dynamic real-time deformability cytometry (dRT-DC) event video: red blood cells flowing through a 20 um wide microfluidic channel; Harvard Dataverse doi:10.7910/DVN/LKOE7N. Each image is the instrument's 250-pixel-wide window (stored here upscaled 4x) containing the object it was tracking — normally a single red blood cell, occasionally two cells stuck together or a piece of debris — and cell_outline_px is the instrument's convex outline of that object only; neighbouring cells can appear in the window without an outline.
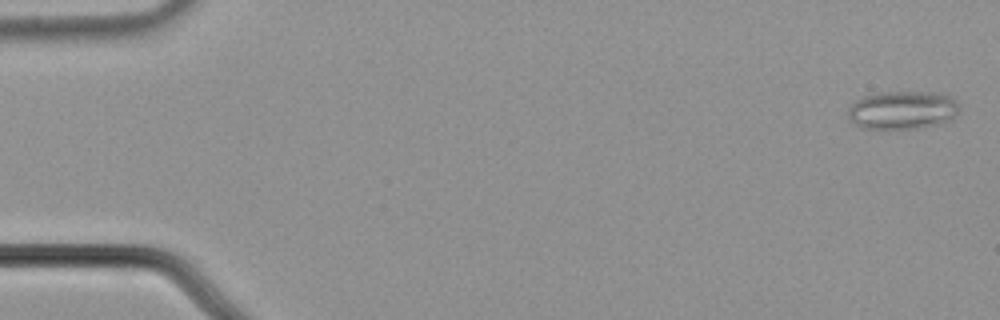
{"species": "common noctule bat (a hibernating species)", "species_latin": "Nyctalus noctula", "temperature_condition": "cold", "stored_images_in_passage": 56, "camera_frame_rate_fps": 3000, "um_per_image_px": 0.085, "animal": {"sex": "male", "body_mass_g": 21.5, "forearm_length_mm": 52.0}, "frame": {"image": 1, "passage_image": 2, "time_ms": 0.333, "image_size_px": [1000, 320], "cell_outline_px": [[960, 112], [952, 120], [944, 124], [916, 128], [860, 128], [848, 120], [848, 108], [856, 100], [864, 96], [880, 92], [932, 92], [952, 96], [960, 104]], "centroid_in_image_um": [76.76, 9.36], "position_along_channel_um": 8.2, "area_um2": 25.32}}
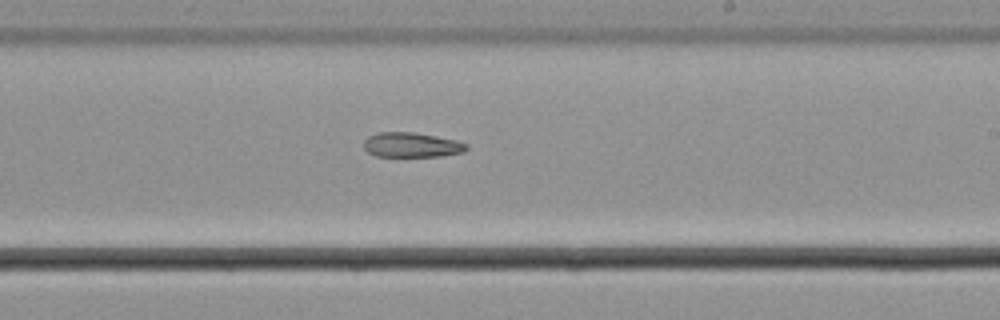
{"frame": {"image": 2, "passage_image": 34, "time_ms": 11.0, "image_size_px": [1000, 320], "cell_outline_px": [[468, 148], [464, 152], [440, 156], [376, 156], [368, 152], [364, 148], [364, 140], [368, 136], [376, 132], [412, 132], [436, 136], [456, 140], [468, 144]], "centroid_in_image_um": [34.98, 12.31], "position_along_channel_um": 254.0, "area_um2": 14.85}}
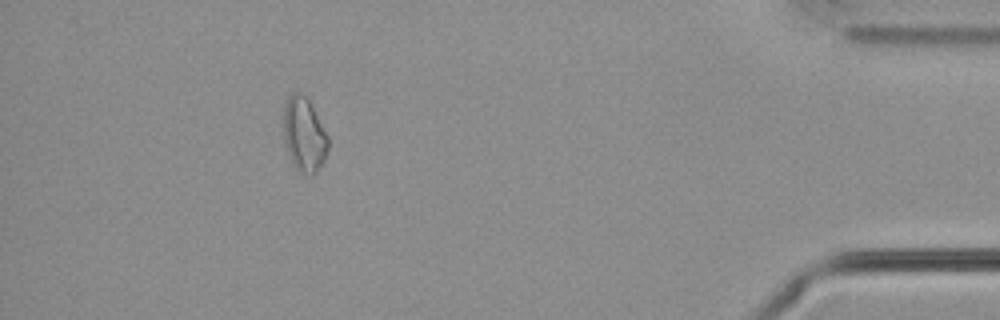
{"frame": {"image": 3, "passage_image": 51, "time_ms": 16.667, "image_size_px": [1000, 320], "cell_outline_px": [[328, 148], [324, 160], [316, 172], [312, 176], [308, 176], [300, 172], [292, 164], [288, 152], [284, 136], [284, 104], [288, 96], [292, 92], [300, 92], [308, 100], [328, 136]], "centroid_in_image_um": [25.84, 11.46], "position_along_channel_um": 409.4, "area_um2": 19.13}}